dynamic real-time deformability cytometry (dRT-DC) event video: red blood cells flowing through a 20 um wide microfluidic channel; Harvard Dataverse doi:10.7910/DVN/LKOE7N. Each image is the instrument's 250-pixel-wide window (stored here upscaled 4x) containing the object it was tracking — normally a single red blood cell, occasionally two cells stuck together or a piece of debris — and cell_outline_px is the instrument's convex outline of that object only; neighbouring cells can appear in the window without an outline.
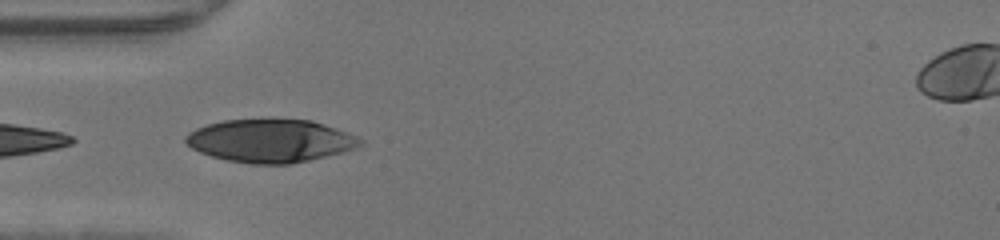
{"species": "human", "species_latin": "Homo sapiens", "temperature_condition": "warm", "stored_images_in_passage": 4, "camera_frame_rate_fps": 3000, "um_per_image_px": 0.085, "donor": {"sex": "male"}, "frame": {"image": 1, "passage_image": 1, "time_ms": 0.0, "image_size_px": [1000, 240], "cell_outline_px": [[364, 144], [356, 148], [292, 164], [252, 164], [228, 160], [212, 156], [200, 152], [192, 148], [184, 140], [184, 136], [188, 132], [196, 128], [208, 124], [224, 120], [268, 116], [312, 120], [336, 128], [356, 136], [364, 140]], "centroid_in_image_um": [22.97, 11.92], "position_along_channel_um": 62.0, "area_um2": 44.68}}